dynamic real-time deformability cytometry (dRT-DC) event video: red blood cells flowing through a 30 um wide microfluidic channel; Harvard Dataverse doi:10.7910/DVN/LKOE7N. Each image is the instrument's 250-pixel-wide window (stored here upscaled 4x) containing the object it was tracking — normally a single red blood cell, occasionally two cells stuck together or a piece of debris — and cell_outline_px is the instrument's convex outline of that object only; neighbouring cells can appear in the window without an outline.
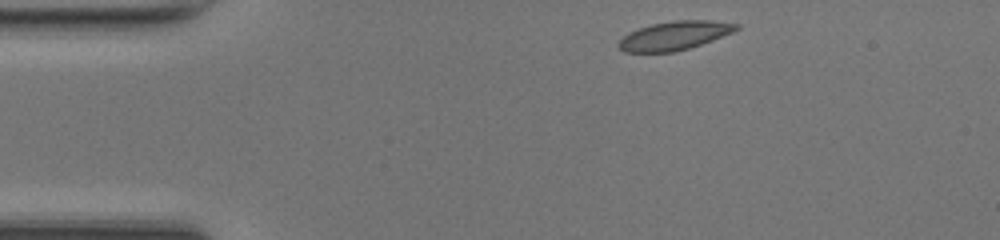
{"species": "common noctule bat (a hibernating species)", "species_latin": "Nyctalus noctula", "temperature_condition": "room temperature", "stored_images_in_passage": 42, "camera_frame_rate_fps": 3000, "um_per_image_px": 0.085, "animal": {"sex": "female", "body_mass_g": 17.0, "forearm_length_mm": 48.0}, "frame": {"image": 1, "passage_image": 1, "time_ms": 0.0, "image_size_px": [1000, 240], "cell_outline_px": [[740, 28], [732, 32], [712, 40], [688, 48], [672, 52], [624, 52], [616, 44], [628, 32], [652, 24], [676, 20], [712, 20], [740, 24]], "centroid_in_image_um": [57.33, 3.02], "position_along_channel_um": 27.7, "area_um2": 19.54}}
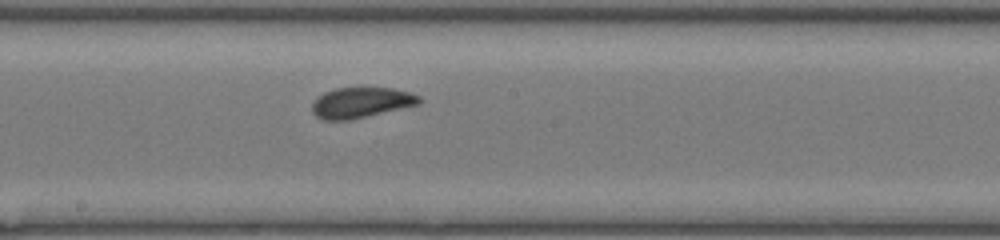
{"frame": {"image": 2, "passage_image": 19, "time_ms": 6.0, "image_size_px": [1000, 240], "cell_outline_px": [[420, 104], [348, 120], [320, 120], [312, 112], [312, 104], [324, 92], [336, 88], [392, 88], [408, 92], [420, 96]], "centroid_in_image_um": [30.67, 8.72], "position_along_channel_um": 217.5, "area_um2": 18.79}}
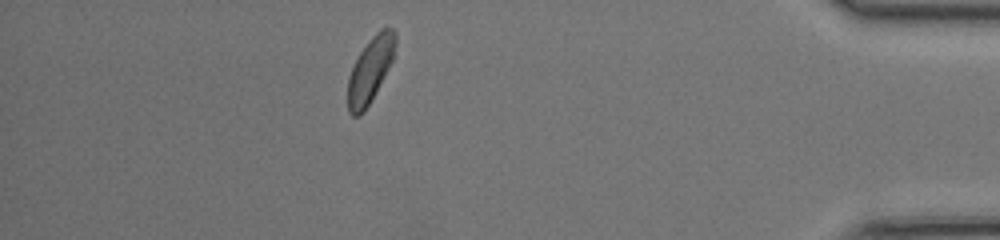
{"frame": {"image": 3, "passage_image": 36, "time_ms": 11.667, "image_size_px": [1000, 240], "cell_outline_px": [[396, 44], [392, 60], [388, 68], [364, 112], [360, 116], [352, 116], [348, 112], [348, 76], [360, 52], [368, 40], [380, 28], [392, 28], [396, 32]], "centroid_in_image_um": [31.46, 5.92], "position_along_channel_um": 403.7, "area_um2": 17.8}, "authors_computed_cell_mechanics": {"area_um2": 19.1607, "velocity_mm_per_s": 4.1819, "shape_relaxation_time_tau1_ms": 1.7614, "shape_relaxation_time_tau2_ms": 1.6805, "deformation_change_tau1": 0.0638, "deformation_change_tau2": 0.0488}}